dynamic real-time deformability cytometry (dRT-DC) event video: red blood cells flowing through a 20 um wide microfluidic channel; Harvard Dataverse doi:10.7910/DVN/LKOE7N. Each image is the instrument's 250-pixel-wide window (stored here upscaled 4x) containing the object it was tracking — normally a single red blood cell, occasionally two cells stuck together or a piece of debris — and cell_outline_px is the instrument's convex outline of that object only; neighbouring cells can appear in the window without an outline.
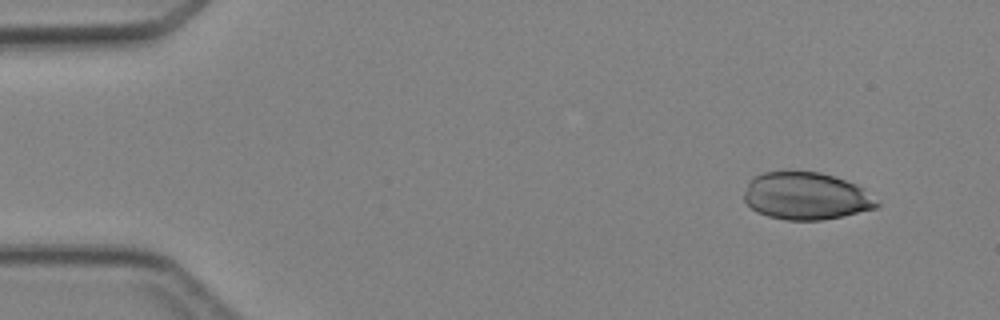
{"species": "Egyptian fruit bat (a non-hibernating species)", "species_latin": "Rousettus aegyptiacus", "temperature_condition": "cold", "stored_images_in_passage": 5, "camera_frame_rate_fps": 3000, "um_per_image_px": 0.085, "animal": {"sex": "female"}, "frame": {"image": 1, "passage_image": 1, "time_ms": 0.0, "image_size_px": [1000, 320], "cell_outline_px": [[880, 204], [876, 208], [844, 216], [820, 220], [784, 220], [768, 216], [756, 212], [744, 200], [744, 192], [748, 184], [756, 176], [764, 172], [820, 172], [836, 176], [856, 184], [864, 188]], "centroid_in_image_um": [68.54, 16.67], "position_along_channel_um": 16.5, "area_um2": 36.59}}